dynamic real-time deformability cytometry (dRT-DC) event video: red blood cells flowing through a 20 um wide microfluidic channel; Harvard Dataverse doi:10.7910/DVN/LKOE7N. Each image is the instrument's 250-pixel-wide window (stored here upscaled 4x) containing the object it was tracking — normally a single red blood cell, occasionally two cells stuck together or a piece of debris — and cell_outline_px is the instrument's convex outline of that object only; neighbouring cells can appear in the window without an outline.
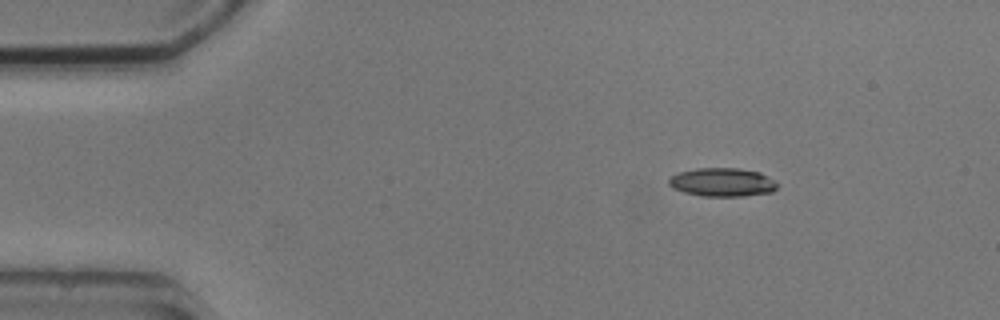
{"species": "common noctule bat (a hibernating species)", "species_latin": "Nyctalus noctula", "temperature_condition": "cold", "stored_images_in_passage": 3, "camera_frame_rate_fps": 3000, "um_per_image_px": 0.085, "animal": {"sex": "male", "body_mass_g": 20.5, "forearm_length_mm": 52.5}, "frame": {"image": 1, "passage_image": 1, "time_ms": 0.0, "image_size_px": [1000, 320], "cell_outline_px": [[780, 184], [772, 192], [744, 196], [700, 196], [684, 192], [672, 188], [668, 184], [668, 180], [672, 176], [680, 172], [696, 168], [736, 168], [760, 172], [776, 180]], "centroid_in_image_um": [61.43, 15.49], "position_along_channel_um": 23.6, "area_um2": 18.21}}